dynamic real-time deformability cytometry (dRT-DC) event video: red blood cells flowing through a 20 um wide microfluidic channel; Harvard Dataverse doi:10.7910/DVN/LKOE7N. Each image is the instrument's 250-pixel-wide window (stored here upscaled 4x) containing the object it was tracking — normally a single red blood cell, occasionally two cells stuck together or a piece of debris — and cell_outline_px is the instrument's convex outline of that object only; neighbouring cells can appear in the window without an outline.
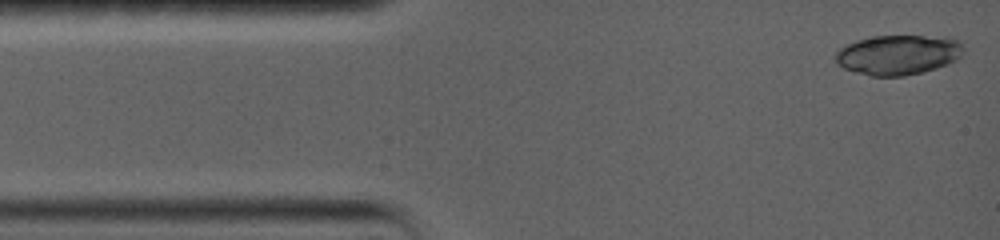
{"species": "common noctule bat (a hibernating species)", "species_latin": "Nyctalus noctula", "temperature_condition": "warm", "stored_images_in_passage": 5, "camera_frame_rate_fps": 5000, "um_per_image_px": 0.085, "animal": {"sex": "female", "body_mass_g": 19.0, "forearm_length_mm": 56.7}, "frame": {"image": 1, "passage_image": 1, "time_ms": 0.0, "image_size_px": [1000, 240], "cell_outline_px": [[964, 48], [960, 56], [956, 60], [936, 68], [904, 76], [872, 76], [856, 72], [844, 68], [836, 64], [836, 52], [840, 48], [856, 40], [872, 36], [948, 36], [960, 40]], "centroid_in_image_um": [76.36, 4.64], "position_along_channel_um": 8.6, "area_um2": 29.82}}